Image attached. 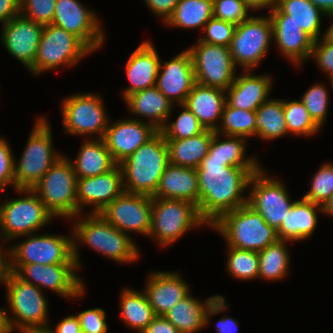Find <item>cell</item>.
Here are the masks:
<instances>
[{
	"label": "cell",
	"mask_w": 333,
	"mask_h": 333,
	"mask_svg": "<svg viewBox=\"0 0 333 333\" xmlns=\"http://www.w3.org/2000/svg\"><path fill=\"white\" fill-rule=\"evenodd\" d=\"M151 41H143L129 56L125 72L130 86L123 89V100L141 90L156 86L161 58Z\"/></svg>",
	"instance_id": "26"
},
{
	"label": "cell",
	"mask_w": 333,
	"mask_h": 333,
	"mask_svg": "<svg viewBox=\"0 0 333 333\" xmlns=\"http://www.w3.org/2000/svg\"><path fill=\"white\" fill-rule=\"evenodd\" d=\"M283 110L289 135L306 137L320 132L321 128L313 121L301 100H283Z\"/></svg>",
	"instance_id": "41"
},
{
	"label": "cell",
	"mask_w": 333,
	"mask_h": 333,
	"mask_svg": "<svg viewBox=\"0 0 333 333\" xmlns=\"http://www.w3.org/2000/svg\"><path fill=\"white\" fill-rule=\"evenodd\" d=\"M56 0H20V14L42 25L52 24Z\"/></svg>",
	"instance_id": "48"
},
{
	"label": "cell",
	"mask_w": 333,
	"mask_h": 333,
	"mask_svg": "<svg viewBox=\"0 0 333 333\" xmlns=\"http://www.w3.org/2000/svg\"><path fill=\"white\" fill-rule=\"evenodd\" d=\"M55 333H82L77 315H69L62 319L53 330Z\"/></svg>",
	"instance_id": "55"
},
{
	"label": "cell",
	"mask_w": 333,
	"mask_h": 333,
	"mask_svg": "<svg viewBox=\"0 0 333 333\" xmlns=\"http://www.w3.org/2000/svg\"><path fill=\"white\" fill-rule=\"evenodd\" d=\"M178 272H152L143 290L156 316H164L180 300L188 296L190 286Z\"/></svg>",
	"instance_id": "25"
},
{
	"label": "cell",
	"mask_w": 333,
	"mask_h": 333,
	"mask_svg": "<svg viewBox=\"0 0 333 333\" xmlns=\"http://www.w3.org/2000/svg\"><path fill=\"white\" fill-rule=\"evenodd\" d=\"M195 83L193 61L188 49L168 62L161 61L156 87L173 104L183 105Z\"/></svg>",
	"instance_id": "22"
},
{
	"label": "cell",
	"mask_w": 333,
	"mask_h": 333,
	"mask_svg": "<svg viewBox=\"0 0 333 333\" xmlns=\"http://www.w3.org/2000/svg\"><path fill=\"white\" fill-rule=\"evenodd\" d=\"M6 271H7V257H0V283H3Z\"/></svg>",
	"instance_id": "61"
},
{
	"label": "cell",
	"mask_w": 333,
	"mask_h": 333,
	"mask_svg": "<svg viewBox=\"0 0 333 333\" xmlns=\"http://www.w3.org/2000/svg\"><path fill=\"white\" fill-rule=\"evenodd\" d=\"M190 51L195 81L204 86L227 90L235 80L236 66L229 47L202 42L198 39Z\"/></svg>",
	"instance_id": "15"
},
{
	"label": "cell",
	"mask_w": 333,
	"mask_h": 333,
	"mask_svg": "<svg viewBox=\"0 0 333 333\" xmlns=\"http://www.w3.org/2000/svg\"><path fill=\"white\" fill-rule=\"evenodd\" d=\"M123 101L132 115L147 117V123L158 131L165 126L174 107V104L156 86L137 91Z\"/></svg>",
	"instance_id": "30"
},
{
	"label": "cell",
	"mask_w": 333,
	"mask_h": 333,
	"mask_svg": "<svg viewBox=\"0 0 333 333\" xmlns=\"http://www.w3.org/2000/svg\"><path fill=\"white\" fill-rule=\"evenodd\" d=\"M256 136L274 140L288 135L284 119L283 99H268L256 110Z\"/></svg>",
	"instance_id": "38"
},
{
	"label": "cell",
	"mask_w": 333,
	"mask_h": 333,
	"mask_svg": "<svg viewBox=\"0 0 333 333\" xmlns=\"http://www.w3.org/2000/svg\"><path fill=\"white\" fill-rule=\"evenodd\" d=\"M333 196V164L325 163L315 172L309 191L302 197L323 206Z\"/></svg>",
	"instance_id": "44"
},
{
	"label": "cell",
	"mask_w": 333,
	"mask_h": 333,
	"mask_svg": "<svg viewBox=\"0 0 333 333\" xmlns=\"http://www.w3.org/2000/svg\"><path fill=\"white\" fill-rule=\"evenodd\" d=\"M251 9L242 0H213V17L239 25Z\"/></svg>",
	"instance_id": "46"
},
{
	"label": "cell",
	"mask_w": 333,
	"mask_h": 333,
	"mask_svg": "<svg viewBox=\"0 0 333 333\" xmlns=\"http://www.w3.org/2000/svg\"><path fill=\"white\" fill-rule=\"evenodd\" d=\"M209 224L200 216L198 207L182 199L152 198L151 229L148 237L160 247L178 241L194 227Z\"/></svg>",
	"instance_id": "7"
},
{
	"label": "cell",
	"mask_w": 333,
	"mask_h": 333,
	"mask_svg": "<svg viewBox=\"0 0 333 333\" xmlns=\"http://www.w3.org/2000/svg\"><path fill=\"white\" fill-rule=\"evenodd\" d=\"M330 80V85H332V88H333V76L329 79Z\"/></svg>",
	"instance_id": "65"
},
{
	"label": "cell",
	"mask_w": 333,
	"mask_h": 333,
	"mask_svg": "<svg viewBox=\"0 0 333 333\" xmlns=\"http://www.w3.org/2000/svg\"><path fill=\"white\" fill-rule=\"evenodd\" d=\"M180 106L184 110L178 115L176 121H167L160 130L165 139H186L205 130V127L198 121L194 113L185 105Z\"/></svg>",
	"instance_id": "43"
},
{
	"label": "cell",
	"mask_w": 333,
	"mask_h": 333,
	"mask_svg": "<svg viewBox=\"0 0 333 333\" xmlns=\"http://www.w3.org/2000/svg\"><path fill=\"white\" fill-rule=\"evenodd\" d=\"M260 168L229 167L219 158L208 155L196 168L199 186L200 216L211 226L224 213L247 204L243 196L253 173Z\"/></svg>",
	"instance_id": "1"
},
{
	"label": "cell",
	"mask_w": 333,
	"mask_h": 333,
	"mask_svg": "<svg viewBox=\"0 0 333 333\" xmlns=\"http://www.w3.org/2000/svg\"><path fill=\"white\" fill-rule=\"evenodd\" d=\"M20 14V0H0V23L10 21Z\"/></svg>",
	"instance_id": "54"
},
{
	"label": "cell",
	"mask_w": 333,
	"mask_h": 333,
	"mask_svg": "<svg viewBox=\"0 0 333 333\" xmlns=\"http://www.w3.org/2000/svg\"><path fill=\"white\" fill-rule=\"evenodd\" d=\"M273 39V25L270 16H253L236 25L229 45L234 65L254 70L270 49Z\"/></svg>",
	"instance_id": "12"
},
{
	"label": "cell",
	"mask_w": 333,
	"mask_h": 333,
	"mask_svg": "<svg viewBox=\"0 0 333 333\" xmlns=\"http://www.w3.org/2000/svg\"><path fill=\"white\" fill-rule=\"evenodd\" d=\"M313 57L318 68L326 74L329 79L333 76V43L328 41L324 36L322 39L315 40L311 51L310 58Z\"/></svg>",
	"instance_id": "51"
},
{
	"label": "cell",
	"mask_w": 333,
	"mask_h": 333,
	"mask_svg": "<svg viewBox=\"0 0 333 333\" xmlns=\"http://www.w3.org/2000/svg\"><path fill=\"white\" fill-rule=\"evenodd\" d=\"M123 179L119 164L112 170L94 177L77 178V217L86 206H91L90 213L99 214L122 192Z\"/></svg>",
	"instance_id": "19"
},
{
	"label": "cell",
	"mask_w": 333,
	"mask_h": 333,
	"mask_svg": "<svg viewBox=\"0 0 333 333\" xmlns=\"http://www.w3.org/2000/svg\"><path fill=\"white\" fill-rule=\"evenodd\" d=\"M141 333H180L165 316H156Z\"/></svg>",
	"instance_id": "53"
},
{
	"label": "cell",
	"mask_w": 333,
	"mask_h": 333,
	"mask_svg": "<svg viewBox=\"0 0 333 333\" xmlns=\"http://www.w3.org/2000/svg\"><path fill=\"white\" fill-rule=\"evenodd\" d=\"M287 240H277L268 245L265 249L258 252L259 256V275L270 281L284 279L288 275L290 266V254L288 253Z\"/></svg>",
	"instance_id": "39"
},
{
	"label": "cell",
	"mask_w": 333,
	"mask_h": 333,
	"mask_svg": "<svg viewBox=\"0 0 333 333\" xmlns=\"http://www.w3.org/2000/svg\"><path fill=\"white\" fill-rule=\"evenodd\" d=\"M236 25L221 19L212 17L203 29L206 34L199 38L200 41L209 44L229 47Z\"/></svg>",
	"instance_id": "47"
},
{
	"label": "cell",
	"mask_w": 333,
	"mask_h": 333,
	"mask_svg": "<svg viewBox=\"0 0 333 333\" xmlns=\"http://www.w3.org/2000/svg\"><path fill=\"white\" fill-rule=\"evenodd\" d=\"M225 316L216 323V331L218 333H236L239 327L238 321L234 318L227 317V314H225Z\"/></svg>",
	"instance_id": "56"
},
{
	"label": "cell",
	"mask_w": 333,
	"mask_h": 333,
	"mask_svg": "<svg viewBox=\"0 0 333 333\" xmlns=\"http://www.w3.org/2000/svg\"><path fill=\"white\" fill-rule=\"evenodd\" d=\"M32 190L54 217L78 218L77 176L67 156L62 155Z\"/></svg>",
	"instance_id": "8"
},
{
	"label": "cell",
	"mask_w": 333,
	"mask_h": 333,
	"mask_svg": "<svg viewBox=\"0 0 333 333\" xmlns=\"http://www.w3.org/2000/svg\"><path fill=\"white\" fill-rule=\"evenodd\" d=\"M70 161L77 178L98 176L117 165L103 138L85 140L81 144L75 161Z\"/></svg>",
	"instance_id": "32"
},
{
	"label": "cell",
	"mask_w": 333,
	"mask_h": 333,
	"mask_svg": "<svg viewBox=\"0 0 333 333\" xmlns=\"http://www.w3.org/2000/svg\"><path fill=\"white\" fill-rule=\"evenodd\" d=\"M77 317L82 333H107L106 312L102 308H91L79 312Z\"/></svg>",
	"instance_id": "49"
},
{
	"label": "cell",
	"mask_w": 333,
	"mask_h": 333,
	"mask_svg": "<svg viewBox=\"0 0 333 333\" xmlns=\"http://www.w3.org/2000/svg\"><path fill=\"white\" fill-rule=\"evenodd\" d=\"M243 72L225 91L226 103L233 108L256 111L269 99L273 79L269 74L253 75L251 70Z\"/></svg>",
	"instance_id": "27"
},
{
	"label": "cell",
	"mask_w": 333,
	"mask_h": 333,
	"mask_svg": "<svg viewBox=\"0 0 333 333\" xmlns=\"http://www.w3.org/2000/svg\"><path fill=\"white\" fill-rule=\"evenodd\" d=\"M115 228L148 236L151 229L152 197L123 191L99 213Z\"/></svg>",
	"instance_id": "17"
},
{
	"label": "cell",
	"mask_w": 333,
	"mask_h": 333,
	"mask_svg": "<svg viewBox=\"0 0 333 333\" xmlns=\"http://www.w3.org/2000/svg\"><path fill=\"white\" fill-rule=\"evenodd\" d=\"M97 13L79 0H56L52 24L77 36L92 52L104 43V32Z\"/></svg>",
	"instance_id": "18"
},
{
	"label": "cell",
	"mask_w": 333,
	"mask_h": 333,
	"mask_svg": "<svg viewBox=\"0 0 333 333\" xmlns=\"http://www.w3.org/2000/svg\"><path fill=\"white\" fill-rule=\"evenodd\" d=\"M29 333H55V332L53 331V329L50 326V327L37 328V329L30 331Z\"/></svg>",
	"instance_id": "63"
},
{
	"label": "cell",
	"mask_w": 333,
	"mask_h": 333,
	"mask_svg": "<svg viewBox=\"0 0 333 333\" xmlns=\"http://www.w3.org/2000/svg\"><path fill=\"white\" fill-rule=\"evenodd\" d=\"M226 309L229 308L222 295H213L201 301L189 294L164 316L180 333H197L210 323V317Z\"/></svg>",
	"instance_id": "20"
},
{
	"label": "cell",
	"mask_w": 333,
	"mask_h": 333,
	"mask_svg": "<svg viewBox=\"0 0 333 333\" xmlns=\"http://www.w3.org/2000/svg\"><path fill=\"white\" fill-rule=\"evenodd\" d=\"M215 131L205 129L202 133L186 139H165L169 163L182 167L197 168L208 154Z\"/></svg>",
	"instance_id": "33"
},
{
	"label": "cell",
	"mask_w": 333,
	"mask_h": 333,
	"mask_svg": "<svg viewBox=\"0 0 333 333\" xmlns=\"http://www.w3.org/2000/svg\"><path fill=\"white\" fill-rule=\"evenodd\" d=\"M76 263L23 264L14 273L23 281L49 289L60 297L77 298L84 295L85 285L77 272Z\"/></svg>",
	"instance_id": "16"
},
{
	"label": "cell",
	"mask_w": 333,
	"mask_h": 333,
	"mask_svg": "<svg viewBox=\"0 0 333 333\" xmlns=\"http://www.w3.org/2000/svg\"><path fill=\"white\" fill-rule=\"evenodd\" d=\"M6 285V300L9 310L6 313L11 332L15 329L21 333L49 327L48 323V299L44 292L37 286L20 279L14 272L6 271L3 279Z\"/></svg>",
	"instance_id": "4"
},
{
	"label": "cell",
	"mask_w": 333,
	"mask_h": 333,
	"mask_svg": "<svg viewBox=\"0 0 333 333\" xmlns=\"http://www.w3.org/2000/svg\"><path fill=\"white\" fill-rule=\"evenodd\" d=\"M220 137H224V140H221ZM245 141L246 138L241 136H226L215 132L207 155L209 158L223 160L229 167L261 168L262 166L255 156L245 158L247 147Z\"/></svg>",
	"instance_id": "34"
},
{
	"label": "cell",
	"mask_w": 333,
	"mask_h": 333,
	"mask_svg": "<svg viewBox=\"0 0 333 333\" xmlns=\"http://www.w3.org/2000/svg\"><path fill=\"white\" fill-rule=\"evenodd\" d=\"M323 214L333 216V196L322 206Z\"/></svg>",
	"instance_id": "60"
},
{
	"label": "cell",
	"mask_w": 333,
	"mask_h": 333,
	"mask_svg": "<svg viewBox=\"0 0 333 333\" xmlns=\"http://www.w3.org/2000/svg\"><path fill=\"white\" fill-rule=\"evenodd\" d=\"M157 132L151 124L139 118L121 119L108 125L103 139L113 160L120 164Z\"/></svg>",
	"instance_id": "23"
},
{
	"label": "cell",
	"mask_w": 333,
	"mask_h": 333,
	"mask_svg": "<svg viewBox=\"0 0 333 333\" xmlns=\"http://www.w3.org/2000/svg\"><path fill=\"white\" fill-rule=\"evenodd\" d=\"M0 308V333H12L7 320V311Z\"/></svg>",
	"instance_id": "59"
},
{
	"label": "cell",
	"mask_w": 333,
	"mask_h": 333,
	"mask_svg": "<svg viewBox=\"0 0 333 333\" xmlns=\"http://www.w3.org/2000/svg\"><path fill=\"white\" fill-rule=\"evenodd\" d=\"M152 198L182 199L198 206L199 186L196 169L169 163Z\"/></svg>",
	"instance_id": "28"
},
{
	"label": "cell",
	"mask_w": 333,
	"mask_h": 333,
	"mask_svg": "<svg viewBox=\"0 0 333 333\" xmlns=\"http://www.w3.org/2000/svg\"><path fill=\"white\" fill-rule=\"evenodd\" d=\"M225 104V90L196 82L183 105L196 115L205 129L216 131L220 125Z\"/></svg>",
	"instance_id": "29"
},
{
	"label": "cell",
	"mask_w": 333,
	"mask_h": 333,
	"mask_svg": "<svg viewBox=\"0 0 333 333\" xmlns=\"http://www.w3.org/2000/svg\"><path fill=\"white\" fill-rule=\"evenodd\" d=\"M277 7L287 15V21H293L314 41L321 34V16L325 15L310 0H279Z\"/></svg>",
	"instance_id": "36"
},
{
	"label": "cell",
	"mask_w": 333,
	"mask_h": 333,
	"mask_svg": "<svg viewBox=\"0 0 333 333\" xmlns=\"http://www.w3.org/2000/svg\"><path fill=\"white\" fill-rule=\"evenodd\" d=\"M328 17H331L333 20V14L328 15ZM328 41L333 43V22L332 24L328 27V29L326 30V32L323 35Z\"/></svg>",
	"instance_id": "62"
},
{
	"label": "cell",
	"mask_w": 333,
	"mask_h": 333,
	"mask_svg": "<svg viewBox=\"0 0 333 333\" xmlns=\"http://www.w3.org/2000/svg\"><path fill=\"white\" fill-rule=\"evenodd\" d=\"M168 164V146L163 134L158 131L119 164L124 191L153 197Z\"/></svg>",
	"instance_id": "3"
},
{
	"label": "cell",
	"mask_w": 333,
	"mask_h": 333,
	"mask_svg": "<svg viewBox=\"0 0 333 333\" xmlns=\"http://www.w3.org/2000/svg\"><path fill=\"white\" fill-rule=\"evenodd\" d=\"M80 219L72 229L73 256L78 269L81 268V262L77 242L88 245L116 263H131L140 257L139 248L130 235L115 228L100 214L89 213Z\"/></svg>",
	"instance_id": "2"
},
{
	"label": "cell",
	"mask_w": 333,
	"mask_h": 333,
	"mask_svg": "<svg viewBox=\"0 0 333 333\" xmlns=\"http://www.w3.org/2000/svg\"><path fill=\"white\" fill-rule=\"evenodd\" d=\"M2 26V44L11 56L29 70L35 61L44 25L19 14Z\"/></svg>",
	"instance_id": "21"
},
{
	"label": "cell",
	"mask_w": 333,
	"mask_h": 333,
	"mask_svg": "<svg viewBox=\"0 0 333 333\" xmlns=\"http://www.w3.org/2000/svg\"><path fill=\"white\" fill-rule=\"evenodd\" d=\"M213 17V0H179L176 8L165 24L170 27L204 29Z\"/></svg>",
	"instance_id": "37"
},
{
	"label": "cell",
	"mask_w": 333,
	"mask_h": 333,
	"mask_svg": "<svg viewBox=\"0 0 333 333\" xmlns=\"http://www.w3.org/2000/svg\"><path fill=\"white\" fill-rule=\"evenodd\" d=\"M265 171L261 167L252 174L248 186L250 192L247 195V204L260 213L266 223L277 231L295 201L290 199L288 187H285L279 179L268 176Z\"/></svg>",
	"instance_id": "14"
},
{
	"label": "cell",
	"mask_w": 333,
	"mask_h": 333,
	"mask_svg": "<svg viewBox=\"0 0 333 333\" xmlns=\"http://www.w3.org/2000/svg\"><path fill=\"white\" fill-rule=\"evenodd\" d=\"M228 247L226 270L234 278L242 281H251L259 275L258 252Z\"/></svg>",
	"instance_id": "42"
},
{
	"label": "cell",
	"mask_w": 333,
	"mask_h": 333,
	"mask_svg": "<svg viewBox=\"0 0 333 333\" xmlns=\"http://www.w3.org/2000/svg\"><path fill=\"white\" fill-rule=\"evenodd\" d=\"M89 53L92 51L77 36L54 24H46L29 71L35 76L58 66H73Z\"/></svg>",
	"instance_id": "11"
},
{
	"label": "cell",
	"mask_w": 333,
	"mask_h": 333,
	"mask_svg": "<svg viewBox=\"0 0 333 333\" xmlns=\"http://www.w3.org/2000/svg\"><path fill=\"white\" fill-rule=\"evenodd\" d=\"M227 246L259 252L278 240L277 232L248 204L224 213L211 226Z\"/></svg>",
	"instance_id": "5"
},
{
	"label": "cell",
	"mask_w": 333,
	"mask_h": 333,
	"mask_svg": "<svg viewBox=\"0 0 333 333\" xmlns=\"http://www.w3.org/2000/svg\"><path fill=\"white\" fill-rule=\"evenodd\" d=\"M36 119L19 162L14 160L15 189H33L62 156L54 150L47 119L41 116Z\"/></svg>",
	"instance_id": "6"
},
{
	"label": "cell",
	"mask_w": 333,
	"mask_h": 333,
	"mask_svg": "<svg viewBox=\"0 0 333 333\" xmlns=\"http://www.w3.org/2000/svg\"><path fill=\"white\" fill-rule=\"evenodd\" d=\"M14 157L7 140L0 137V189L2 191L7 185H12L15 189Z\"/></svg>",
	"instance_id": "50"
},
{
	"label": "cell",
	"mask_w": 333,
	"mask_h": 333,
	"mask_svg": "<svg viewBox=\"0 0 333 333\" xmlns=\"http://www.w3.org/2000/svg\"><path fill=\"white\" fill-rule=\"evenodd\" d=\"M327 90L324 84L317 83L307 89L301 98L311 118L320 128L324 126L328 116L329 92Z\"/></svg>",
	"instance_id": "45"
},
{
	"label": "cell",
	"mask_w": 333,
	"mask_h": 333,
	"mask_svg": "<svg viewBox=\"0 0 333 333\" xmlns=\"http://www.w3.org/2000/svg\"><path fill=\"white\" fill-rule=\"evenodd\" d=\"M24 197L0 204V235L2 241H10L35 233L49 224L54 216L32 189H15ZM26 195V196H25ZM4 239V240H3Z\"/></svg>",
	"instance_id": "9"
},
{
	"label": "cell",
	"mask_w": 333,
	"mask_h": 333,
	"mask_svg": "<svg viewBox=\"0 0 333 333\" xmlns=\"http://www.w3.org/2000/svg\"><path fill=\"white\" fill-rule=\"evenodd\" d=\"M0 240H1V237H0ZM2 247L3 246L0 244V257H7V249L5 248V250H4V248H2Z\"/></svg>",
	"instance_id": "64"
},
{
	"label": "cell",
	"mask_w": 333,
	"mask_h": 333,
	"mask_svg": "<svg viewBox=\"0 0 333 333\" xmlns=\"http://www.w3.org/2000/svg\"><path fill=\"white\" fill-rule=\"evenodd\" d=\"M318 211L323 213L322 206L303 198L296 200L276 231L278 239L295 242L310 238L318 223Z\"/></svg>",
	"instance_id": "31"
},
{
	"label": "cell",
	"mask_w": 333,
	"mask_h": 333,
	"mask_svg": "<svg viewBox=\"0 0 333 333\" xmlns=\"http://www.w3.org/2000/svg\"><path fill=\"white\" fill-rule=\"evenodd\" d=\"M326 16L333 14V0H310Z\"/></svg>",
	"instance_id": "58"
},
{
	"label": "cell",
	"mask_w": 333,
	"mask_h": 333,
	"mask_svg": "<svg viewBox=\"0 0 333 333\" xmlns=\"http://www.w3.org/2000/svg\"><path fill=\"white\" fill-rule=\"evenodd\" d=\"M120 316L123 322L141 333L156 317L144 291L129 289L121 291Z\"/></svg>",
	"instance_id": "35"
},
{
	"label": "cell",
	"mask_w": 333,
	"mask_h": 333,
	"mask_svg": "<svg viewBox=\"0 0 333 333\" xmlns=\"http://www.w3.org/2000/svg\"><path fill=\"white\" fill-rule=\"evenodd\" d=\"M35 235V236H34ZM23 242L7 247V270L15 272L23 264L76 263L73 236L29 234Z\"/></svg>",
	"instance_id": "10"
},
{
	"label": "cell",
	"mask_w": 333,
	"mask_h": 333,
	"mask_svg": "<svg viewBox=\"0 0 333 333\" xmlns=\"http://www.w3.org/2000/svg\"><path fill=\"white\" fill-rule=\"evenodd\" d=\"M252 11L277 7L279 0H242Z\"/></svg>",
	"instance_id": "57"
},
{
	"label": "cell",
	"mask_w": 333,
	"mask_h": 333,
	"mask_svg": "<svg viewBox=\"0 0 333 333\" xmlns=\"http://www.w3.org/2000/svg\"><path fill=\"white\" fill-rule=\"evenodd\" d=\"M256 111L224 106L222 119L215 132L226 136H256Z\"/></svg>",
	"instance_id": "40"
},
{
	"label": "cell",
	"mask_w": 333,
	"mask_h": 333,
	"mask_svg": "<svg viewBox=\"0 0 333 333\" xmlns=\"http://www.w3.org/2000/svg\"><path fill=\"white\" fill-rule=\"evenodd\" d=\"M146 5L158 18L166 23L173 14L179 0H144Z\"/></svg>",
	"instance_id": "52"
},
{
	"label": "cell",
	"mask_w": 333,
	"mask_h": 333,
	"mask_svg": "<svg viewBox=\"0 0 333 333\" xmlns=\"http://www.w3.org/2000/svg\"><path fill=\"white\" fill-rule=\"evenodd\" d=\"M269 16L273 25V41L282 56L293 65H301L309 59L314 40L293 21H287V15L278 7L273 8Z\"/></svg>",
	"instance_id": "24"
},
{
	"label": "cell",
	"mask_w": 333,
	"mask_h": 333,
	"mask_svg": "<svg viewBox=\"0 0 333 333\" xmlns=\"http://www.w3.org/2000/svg\"><path fill=\"white\" fill-rule=\"evenodd\" d=\"M62 123L68 134L88 136L92 139L104 138L109 125V117L102 99L96 93H75L62 101Z\"/></svg>",
	"instance_id": "13"
}]
</instances>
